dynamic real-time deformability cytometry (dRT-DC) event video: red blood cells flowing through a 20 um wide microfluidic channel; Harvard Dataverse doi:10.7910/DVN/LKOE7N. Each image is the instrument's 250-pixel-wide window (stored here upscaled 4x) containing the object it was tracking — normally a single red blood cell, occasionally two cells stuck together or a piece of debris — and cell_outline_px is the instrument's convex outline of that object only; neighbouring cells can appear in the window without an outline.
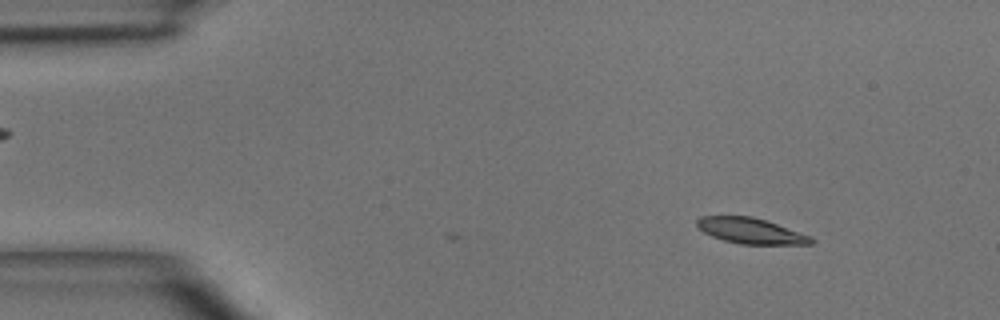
{"species": "common noctule bat (a hibernating species)", "species_latin": "Nyctalus noctula", "temperature_condition": "room temperature", "stored_images_in_passage": 3, "camera_frame_rate_fps": 3000, "um_per_image_px": 0.085, "animal": {"sex": "male", "body_mass_g": 15.6}, "frame": {"image": 1, "passage_image": 1, "time_ms": 0.0, "image_size_px": [1000, 320], "cell_outline_px": [[816, 240], [812, 244], [740, 244], [724, 240], [712, 236], [704, 232], [696, 224], [696, 220], [700, 216], [752, 216], [812, 236]], "centroid_in_image_um": [63.82, 19.62], "position_along_channel_um": 21.2, "area_um2": 16.94}}